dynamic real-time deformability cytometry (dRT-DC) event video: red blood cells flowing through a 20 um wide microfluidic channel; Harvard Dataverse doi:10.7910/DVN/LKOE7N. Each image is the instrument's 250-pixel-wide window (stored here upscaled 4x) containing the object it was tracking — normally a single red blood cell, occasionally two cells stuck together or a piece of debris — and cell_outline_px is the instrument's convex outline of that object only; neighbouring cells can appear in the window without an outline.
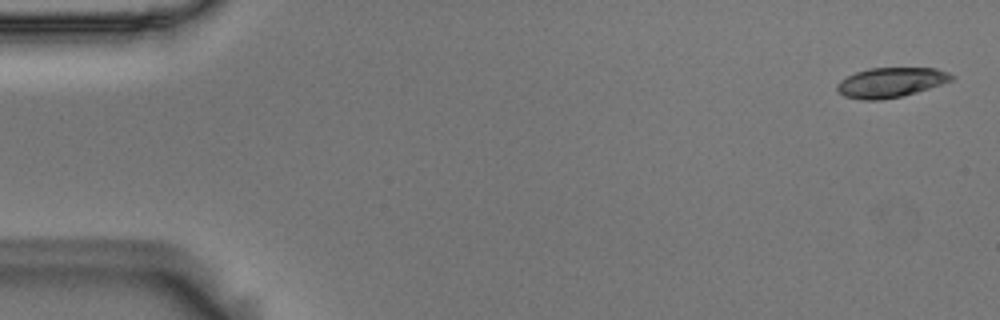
{"species": "Egyptian fruit bat (a non-hibernating species)", "species_latin": "Rousettus aegyptiacus", "temperature_condition": "room temperature", "stored_images_in_passage": 4, "camera_frame_rate_fps": 3000, "um_per_image_px": 0.085, "animal": {"sex": "male"}, "frame": {"image": 1, "passage_image": 1, "time_ms": 0.0, "image_size_px": [1000, 320], "cell_outline_px": [[956, 76], [952, 80], [916, 92], [900, 96], [880, 100], [864, 100], [844, 96], [836, 88], [836, 84], [840, 80], [856, 72], [868, 68], [936, 68], [948, 72]], "centroid_in_image_um": [75.7, 7.0], "position_along_channel_um": 9.3, "area_um2": 19.71}}
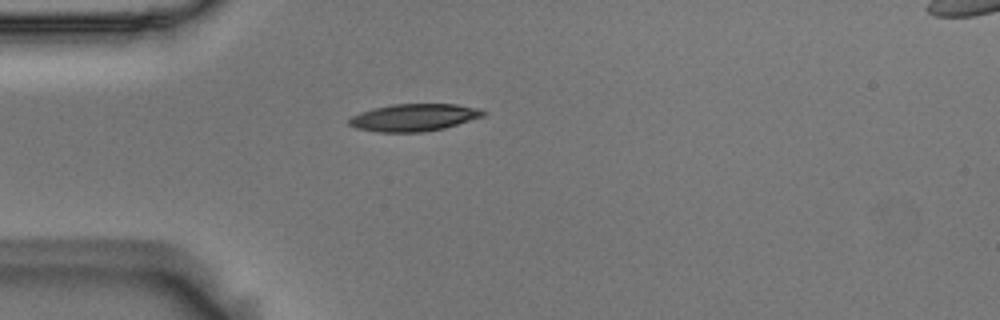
{"frame": {"image": 2, "passage_image": 4, "time_ms": 1.0, "image_size_px": [1000, 320], "cell_outline_px": [[488, 112], [484, 116], [444, 128], [424, 132], [380, 132], [356, 128], [348, 124], [348, 120], [352, 116], [360, 112], [392, 104], [456, 104], [480, 108]], "centroid_in_image_um": [35.22, 9.98], "position_along_channel_um": 49.8, "area_um2": 21.33}}